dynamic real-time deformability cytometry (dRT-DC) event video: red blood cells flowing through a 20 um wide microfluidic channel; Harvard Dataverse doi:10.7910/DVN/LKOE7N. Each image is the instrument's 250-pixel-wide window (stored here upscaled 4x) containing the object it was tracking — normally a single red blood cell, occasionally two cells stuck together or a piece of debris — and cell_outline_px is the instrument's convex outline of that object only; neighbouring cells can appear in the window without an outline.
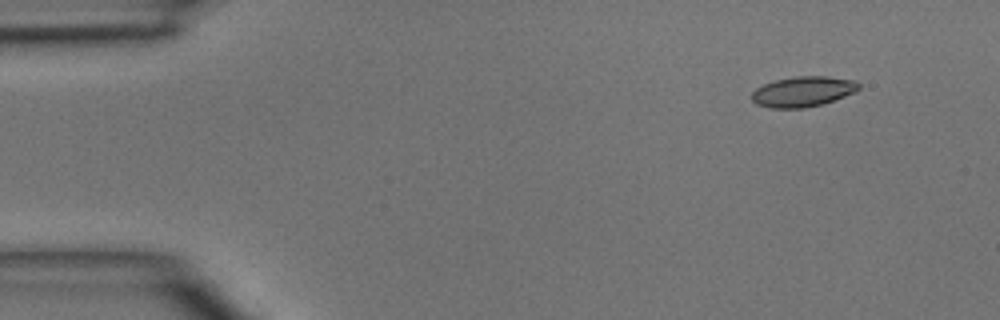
{"species": "common noctule bat (a hibernating species)", "species_latin": "Nyctalus noctula", "temperature_condition": "room temperature", "stored_images_in_passage": 9, "camera_frame_rate_fps": 3000, "um_per_image_px": 0.085, "animal": {"sex": "male", "body_mass_g": 15.6}, "frame": {"image": 1, "passage_image": 1, "time_ms": 0.0, "image_size_px": [1000, 320], "cell_outline_px": [[860, 88], [856, 92], [820, 104], [804, 108], [772, 108], [756, 104], [752, 100], [752, 92], [756, 88], [764, 84], [776, 80], [796, 76], [828, 76], [856, 80], [860, 84]], "centroid_in_image_um": [68.27, 7.77], "position_along_channel_um": 16.7, "area_um2": 18.84}}